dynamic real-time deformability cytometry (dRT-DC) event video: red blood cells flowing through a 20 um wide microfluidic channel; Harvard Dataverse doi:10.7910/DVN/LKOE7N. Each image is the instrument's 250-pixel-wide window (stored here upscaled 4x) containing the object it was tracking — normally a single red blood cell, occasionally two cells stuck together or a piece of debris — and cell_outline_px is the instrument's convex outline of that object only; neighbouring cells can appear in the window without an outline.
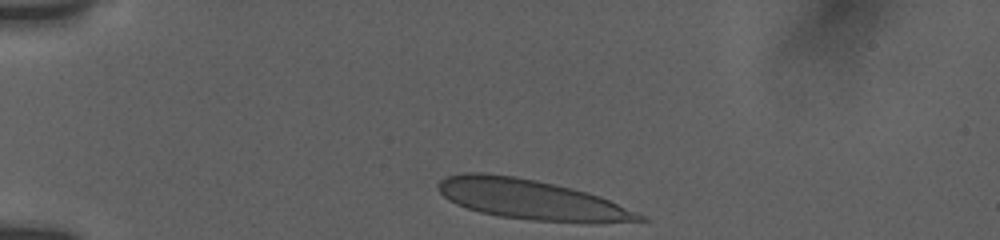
{"species": "human", "species_latin": "Homo sapiens", "temperature_condition": "room temperature", "stored_images_in_passage": 7, "camera_frame_rate_fps": 3000, "um_per_image_px": 0.085, "donor": {"sex": "female"}, "frame": {"image": 1, "passage_image": 1, "time_ms": 0.0, "image_size_px": [1000, 240], "cell_outline_px": [[652, 220], [588, 224], [532, 220], [500, 216], [480, 212], [456, 204], [448, 200], [436, 188], [436, 184], [444, 176], [464, 172], [484, 172], [512, 176], [536, 180], [572, 188], [588, 192], [600, 196], [636, 212]], "centroid_in_image_um": [45.15, 16.97], "position_along_channel_um": 39.8, "area_um2": 47.22}}
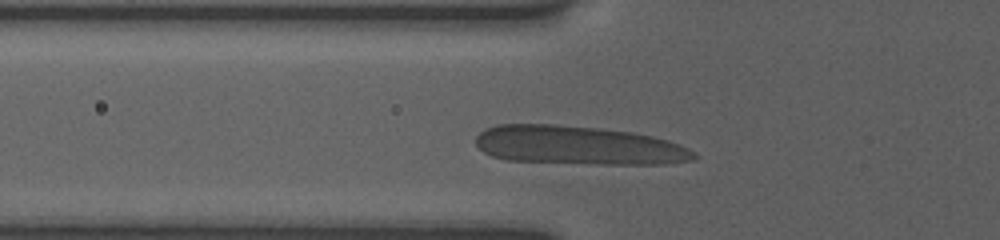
{"frame": {"image": 2, "passage_image": 4, "time_ms": 2.333, "image_size_px": [1000, 240], "cell_outline_px": [[696, 160], [664, 164], [600, 164], [504, 160], [492, 156], [484, 152], [476, 144], [476, 136], [484, 128], [496, 124], [556, 124], [600, 128], [632, 132], [652, 136], [668, 140], [688, 148], [696, 152]], "centroid_in_image_um": [49.15, 12.35], "position_along_channel_um": 76.6, "area_um2": 49.59}}
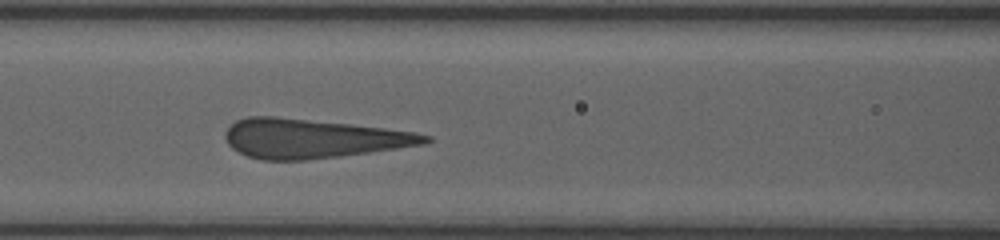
{"frame": {"image": 3, "passage_image": 6, "time_ms": 4.0, "image_size_px": [1000, 240], "cell_outline_px": [[432, 140], [424, 144], [368, 152], [308, 160], [260, 160], [248, 156], [232, 148], [228, 144], [224, 136], [224, 132], [236, 120], [248, 116], [276, 116], [384, 128], [416, 132], [432, 136]], "centroid_in_image_um": [26.54, 11.77], "position_along_channel_um": 140.1, "area_um2": 45.37}}